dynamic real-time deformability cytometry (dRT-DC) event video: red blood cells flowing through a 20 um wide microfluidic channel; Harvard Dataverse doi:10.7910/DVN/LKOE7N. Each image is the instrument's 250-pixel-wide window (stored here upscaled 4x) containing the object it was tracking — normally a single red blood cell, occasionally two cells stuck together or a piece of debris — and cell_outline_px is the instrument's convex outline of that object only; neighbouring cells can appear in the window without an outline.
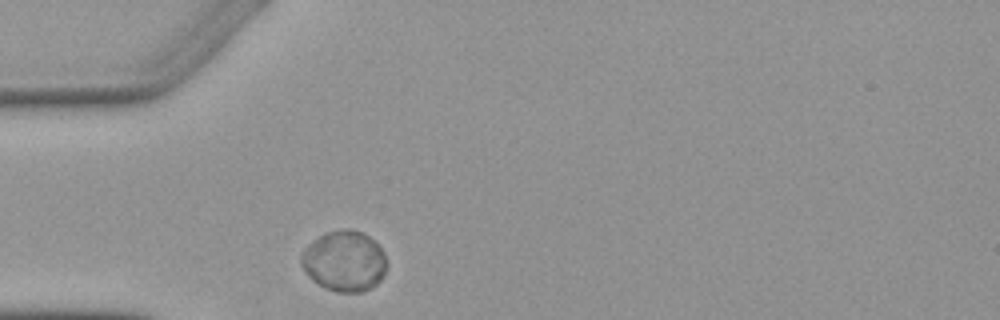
{"species": "Egyptian fruit bat (a non-hibernating species)", "species_latin": "Rousettus aegyptiacus", "temperature_condition": "warm", "stored_images_in_passage": 1, "camera_frame_rate_fps": 3000, "um_per_image_px": 0.085, "animal": {"sex": "female"}, "frame": {"image": 1, "passage_image": 1, "time_ms": 0.0, "image_size_px": [1000, 320], "cell_outline_px": [[388, 264], [384, 276], [372, 288], [364, 292], [336, 292], [324, 288], [312, 280], [304, 272], [300, 264], [300, 256], [308, 244], [312, 240], [328, 232], [344, 228], [352, 228], [364, 232], [384, 252]], "centroid_in_image_um": [29.27, 22.2], "position_along_channel_um": 55.7, "area_um2": 30.69}}